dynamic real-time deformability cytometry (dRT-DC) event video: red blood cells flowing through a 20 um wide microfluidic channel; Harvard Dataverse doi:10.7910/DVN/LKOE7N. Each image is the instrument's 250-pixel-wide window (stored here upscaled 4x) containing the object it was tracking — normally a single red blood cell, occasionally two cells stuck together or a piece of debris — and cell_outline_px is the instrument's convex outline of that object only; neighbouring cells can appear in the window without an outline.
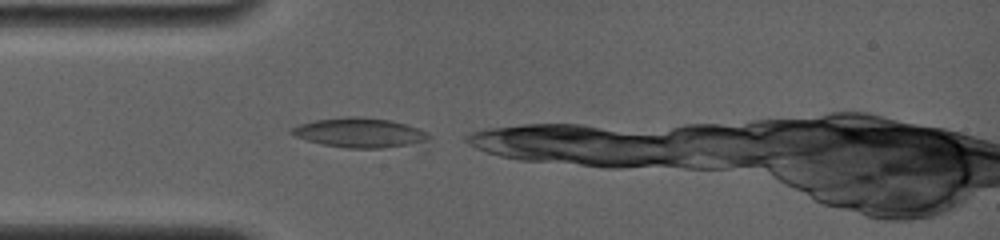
{"species": "common noctule bat (a hibernating species)", "species_latin": "Nyctalus noctula", "temperature_condition": "room temperature", "stored_images_in_passage": 2, "camera_frame_rate_fps": 4000, "um_per_image_px": 0.085, "animal": {"sex": "female", "body_mass_g": 19.0, "forearm_length_mm": 56.7}, "frame": {"image": 1, "passage_image": 1, "time_ms": 0.0, "image_size_px": [1000, 240], "cell_outline_px": [[432, 136], [428, 140], [408, 144], [384, 148], [348, 148], [320, 144], [296, 136], [288, 132], [288, 128], [300, 124], [316, 120], [344, 116], [364, 116], [392, 120], [408, 124], [420, 128], [428, 132]], "centroid_in_image_um": [30.57, 11.26], "position_along_channel_um": 54.4, "area_um2": 23.93}}